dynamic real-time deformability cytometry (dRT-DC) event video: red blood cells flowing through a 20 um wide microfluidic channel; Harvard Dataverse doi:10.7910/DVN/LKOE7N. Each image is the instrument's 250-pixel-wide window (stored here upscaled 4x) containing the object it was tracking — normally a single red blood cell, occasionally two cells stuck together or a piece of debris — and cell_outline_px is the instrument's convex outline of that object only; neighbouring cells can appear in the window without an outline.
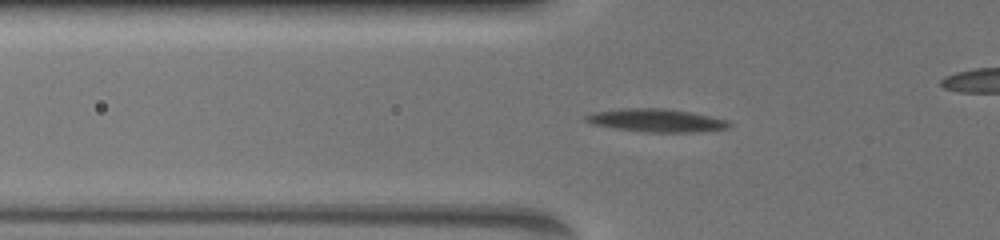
{"species": "common noctule bat (a hibernating species)", "species_latin": "Nyctalus noctula", "temperature_condition": "warm", "stored_images_in_passage": 26, "camera_frame_rate_fps": 3000, "um_per_image_px": 0.085, "animal": {"sex": "female", "body_mass_g": 19.5, "forearm_length_mm": 54.1}, "frame": {"image": 1, "passage_image": 7, "time_ms": 3.667, "image_size_px": [1000, 240], "cell_outline_px": [[732, 128], [696, 132], [648, 132], [612, 128], [592, 124], [584, 120], [584, 116], [596, 112], [620, 108], [660, 108], [692, 112], [728, 120], [732, 124]], "centroid_in_image_um": [55.82, 10.24], "position_along_channel_um": 70.0, "area_um2": 19.36}}
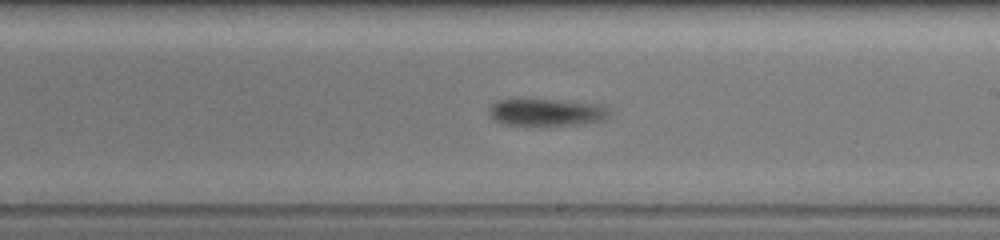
{"frame": {"image": 2, "passage_image": 14, "time_ms": 8.333, "image_size_px": [1000, 240], "cell_outline_px": [[612, 112], [608, 116], [600, 120], [580, 124], [544, 128], [528, 128], [500, 124], [492, 120], [488, 116], [488, 108], [492, 104], [500, 100], [548, 100], [584, 104], [604, 108]], "centroid_in_image_um": [46.25, 9.64], "position_along_channel_um": 242.8, "area_um2": 19.42}}
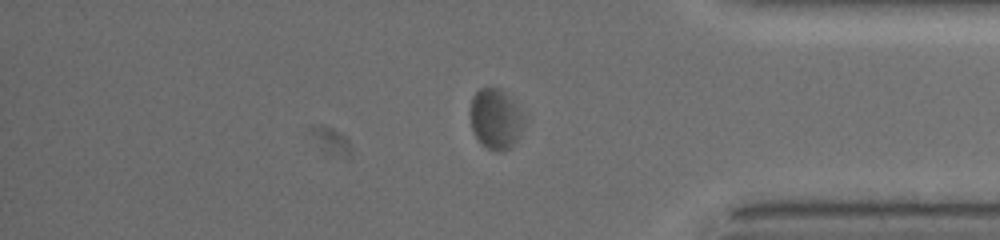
{"frame": {"image": 3, "passage_image": 21, "time_ms": 12.667, "image_size_px": [1000, 240], "cell_outline_px": [[524, 116], [516, 144], [512, 148], [500, 152], [496, 152], [480, 144], [472, 132], [468, 112], [472, 96], [480, 88], [496, 88], [504, 92], [508, 96]], "centroid_in_image_um": [42.06, 10.15], "position_along_channel_um": 393.1, "area_um2": 19.07}, "authors_computed_cell_mechanics": {"area_um2": 19.4497, "velocity_mm_per_s": 3.7639, "shape_relaxation_time_tau1_ms": 5.3443, "shape_relaxation_time_tau2_ms": 1.3939, "deformation_change_tau1": 0.1242, "deformation_change_tau2": 0.046}}